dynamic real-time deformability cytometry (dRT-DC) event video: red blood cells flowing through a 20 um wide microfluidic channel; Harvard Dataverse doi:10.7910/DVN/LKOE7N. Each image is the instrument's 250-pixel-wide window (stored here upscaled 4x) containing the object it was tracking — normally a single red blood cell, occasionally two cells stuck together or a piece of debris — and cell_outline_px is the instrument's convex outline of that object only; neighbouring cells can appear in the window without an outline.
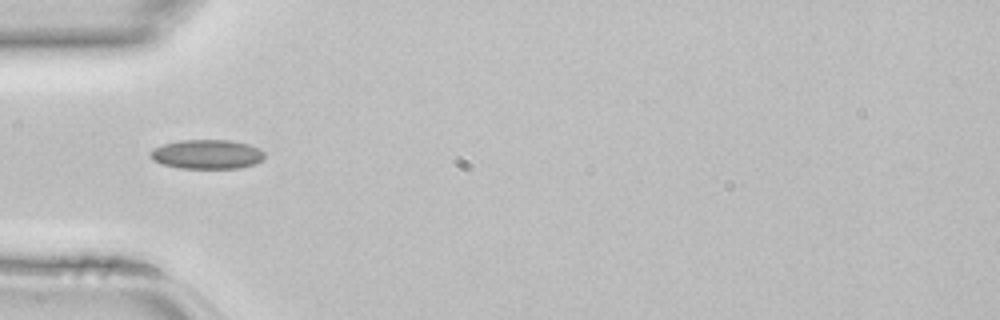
{"species": "common noctule bat (a hibernating species)", "species_latin": "Nyctalus noctula", "temperature_condition": "room temperature", "stored_images_in_passage": 31, "camera_frame_rate_fps": 3000, "um_per_image_px": 0.085, "animal": {"sex": "female", "body_mass_g": 22.7, "forearm_length_mm": 54.2}, "frame": {"image": 1, "passage_image": 1, "time_ms": 0.0, "image_size_px": [1000, 320], "cell_outline_px": [[264, 160], [256, 164], [240, 168], [180, 168], [160, 164], [152, 160], [148, 152], [152, 148], [164, 144], [180, 140], [228, 140], [248, 144], [260, 148], [264, 152]], "centroid_in_image_um": [17.58, 13.12], "position_along_channel_um": 67.4, "area_um2": 19.77}}
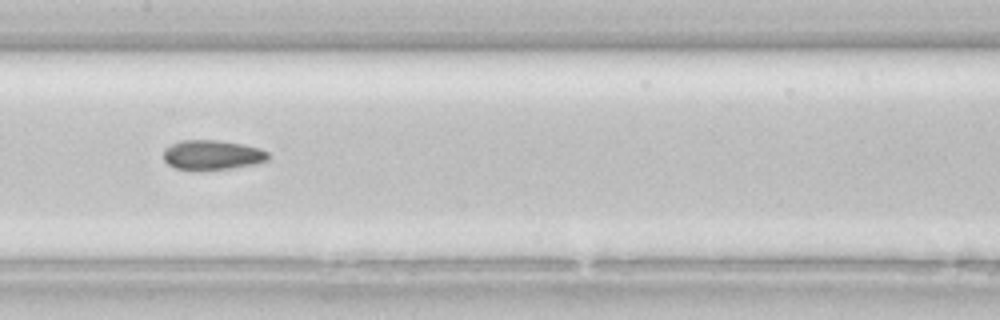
{"frame": {"image": 2, "passage_image": 9, "time_ms": 2.667, "image_size_px": [1000, 320], "cell_outline_px": [[268, 160], [252, 164], [232, 168], [176, 168], [168, 164], [164, 160], [164, 148], [180, 140], [220, 140], [244, 144], [260, 148], [268, 152]], "centroid_in_image_um": [18.05, 13.13], "position_along_channel_um": 189.4, "area_um2": 17.69}}
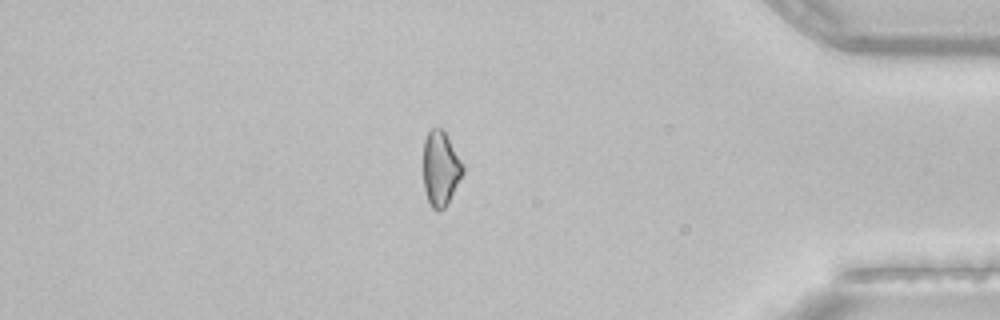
{"frame": {"image": 3, "passage_image": 25, "time_ms": 8.0, "image_size_px": [1000, 320], "cell_outline_px": [[464, 172], [448, 204], [440, 212], [436, 212], [432, 208], [428, 200], [424, 188], [424, 140], [428, 132], [432, 128], [444, 128], [464, 168]], "centroid_in_image_um": [37.45, 14.34], "position_along_channel_um": 397.7, "area_um2": 17.28}}